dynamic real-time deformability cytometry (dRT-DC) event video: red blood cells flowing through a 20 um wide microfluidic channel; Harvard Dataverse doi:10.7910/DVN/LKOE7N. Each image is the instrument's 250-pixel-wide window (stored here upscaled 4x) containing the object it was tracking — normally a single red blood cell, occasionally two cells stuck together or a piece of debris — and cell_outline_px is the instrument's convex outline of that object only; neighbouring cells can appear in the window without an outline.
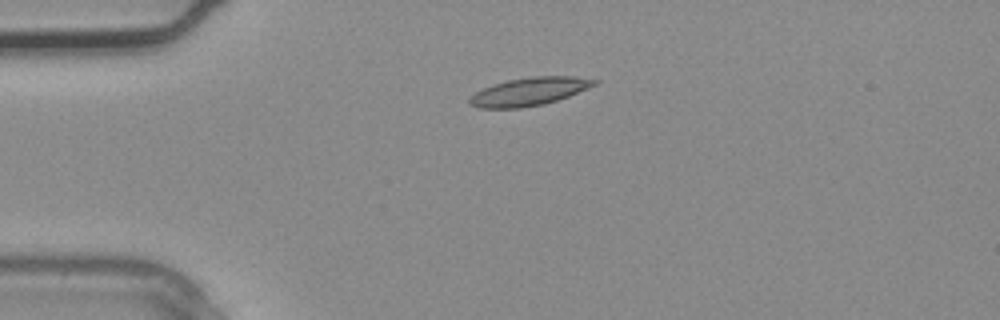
{"species": "common noctule bat (a hibernating species)", "species_latin": "Nyctalus noctula", "temperature_condition": "warm", "stored_images_in_passage": 1, "camera_frame_rate_fps": 3000, "um_per_image_px": 0.085, "animal": {"sex": "male", "body_mass_g": 20.4}, "frame": {"image": 1, "passage_image": 1, "time_ms": 0.0, "image_size_px": [1000, 320], "cell_outline_px": [[600, 80], [596, 84], [588, 88], [568, 96], [544, 104], [520, 108], [480, 108], [472, 104], [468, 100], [476, 92], [484, 88], [508, 80], [532, 76], [572, 76]], "centroid_in_image_um": [45.02, 7.77], "position_along_channel_um": 40.0, "area_um2": 20.06}}